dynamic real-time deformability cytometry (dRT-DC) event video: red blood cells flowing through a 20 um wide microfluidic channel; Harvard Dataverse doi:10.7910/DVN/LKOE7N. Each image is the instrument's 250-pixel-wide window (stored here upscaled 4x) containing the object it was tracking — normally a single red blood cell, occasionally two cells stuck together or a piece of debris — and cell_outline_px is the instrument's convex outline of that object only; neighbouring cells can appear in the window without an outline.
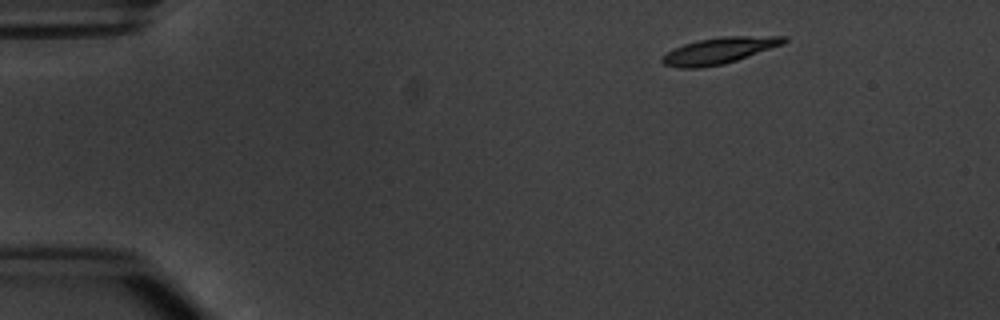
{"species": "common noctule bat (a hibernating species)", "species_latin": "Nyctalus noctula", "temperature_condition": "warm", "stored_images_in_passage": 6, "camera_frame_rate_fps": 3000, "um_per_image_px": 0.085, "animal": {"sex": "male", "body_mass_g": 20.1, "forearm_length_mm": 53.5}, "frame": {"image": 1, "passage_image": 2, "time_ms": 1.0, "image_size_px": [1000, 320], "cell_outline_px": [[788, 40], [784, 44], [724, 64], [700, 68], [680, 68], [664, 64], [660, 60], [668, 52], [684, 44], [700, 40], [724, 36], [784, 36]], "centroid_in_image_um": [61.15, 4.3], "position_along_channel_um": 23.8, "area_um2": 18.38}}
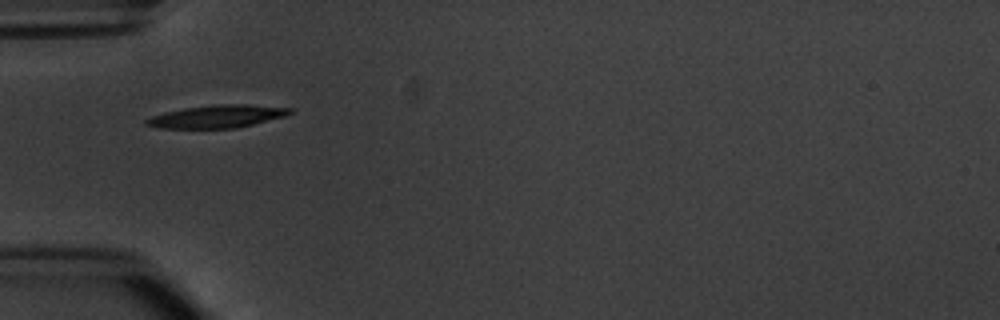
{"frame": {"image": 2, "passage_image": 5, "time_ms": 4.333, "image_size_px": [1000, 320], "cell_outline_px": [[292, 112], [288, 116], [236, 128], [160, 128], [144, 124], [144, 120], [152, 116], [164, 112], [184, 108], [216, 104], [248, 104], [292, 108]], "centroid_in_image_um": [18.48, 9.89], "position_along_channel_um": 66.5, "area_um2": 19.13}}